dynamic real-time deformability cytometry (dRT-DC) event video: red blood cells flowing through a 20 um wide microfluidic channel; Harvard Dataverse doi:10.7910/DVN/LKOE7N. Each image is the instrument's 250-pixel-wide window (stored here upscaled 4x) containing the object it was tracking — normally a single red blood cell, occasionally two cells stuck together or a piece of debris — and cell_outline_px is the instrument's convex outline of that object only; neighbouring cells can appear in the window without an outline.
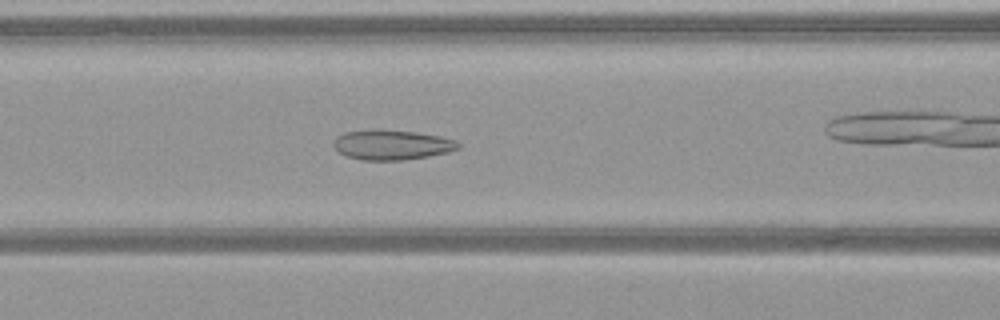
{"species": "common noctule bat (a hibernating species)", "species_latin": "Nyctalus noctula", "temperature_condition": "warm", "stored_images_in_passage": 52, "camera_frame_rate_fps": 3000, "um_per_image_px": 0.085, "animal": {"sex": "female", "body_mass_g": 21.9}, "frame": {"image": 1, "passage_image": 23, "time_ms": 7.333, "image_size_px": [1000, 320], "cell_outline_px": [[460, 148], [448, 152], [428, 156], [404, 160], [360, 160], [348, 156], [340, 152], [332, 144], [336, 136], [344, 132], [380, 128], [412, 132], [440, 136], [456, 140], [460, 144]], "centroid_in_image_um": [33.3, 12.3], "position_along_channel_um": 133.3, "area_um2": 21.85}}
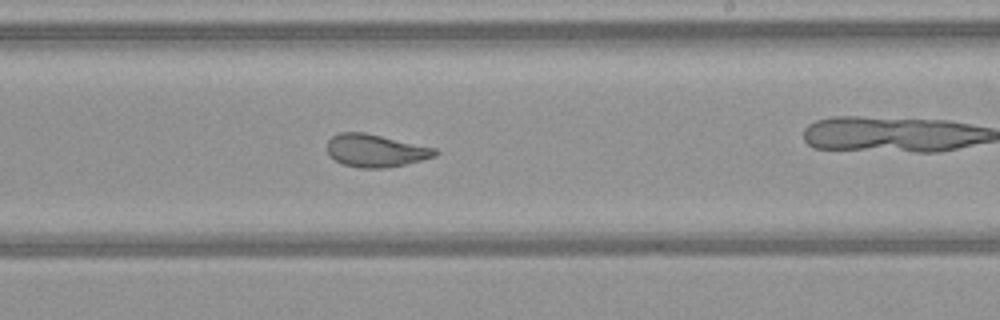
{"frame": {"image": 2, "passage_image": 32, "time_ms": 10.333, "image_size_px": [1000, 320], "cell_outline_px": [[440, 152], [436, 156], [388, 168], [360, 168], [344, 164], [328, 156], [328, 140], [332, 136], [340, 132], [364, 132], [436, 148]], "centroid_in_image_um": [31.92, 12.8], "position_along_channel_um": 257.1, "area_um2": 20.52}}
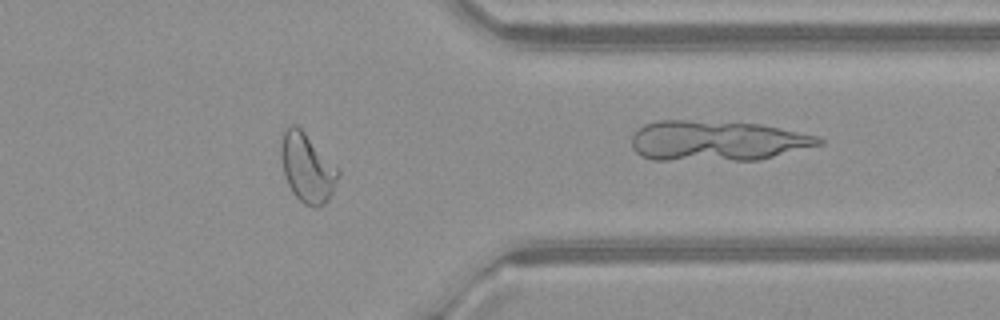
{"frame": {"image": 3, "passage_image": 42, "time_ms": 13.667, "image_size_px": [1000, 320], "cell_outline_px": [[340, 176], [328, 200], [324, 204], [316, 208], [312, 208], [304, 204], [292, 192], [288, 184], [284, 172], [280, 156], [280, 140], [284, 128], [292, 124], [296, 124], [340, 168]], "centroid_in_image_um": [26.12, 14.25], "position_along_channel_um": 385.3, "area_um2": 23.29}, "authors_computed_cell_mechanics": {"area_um2": 24.6806, "velocity_mm_per_s": 4.132, "shape_relaxation_time_tau1_ms": null, "shape_relaxation_time_tau2_ms": 1.2056, "deformation_change_tau1": null, "deformation_change_tau2": 0.0834}}